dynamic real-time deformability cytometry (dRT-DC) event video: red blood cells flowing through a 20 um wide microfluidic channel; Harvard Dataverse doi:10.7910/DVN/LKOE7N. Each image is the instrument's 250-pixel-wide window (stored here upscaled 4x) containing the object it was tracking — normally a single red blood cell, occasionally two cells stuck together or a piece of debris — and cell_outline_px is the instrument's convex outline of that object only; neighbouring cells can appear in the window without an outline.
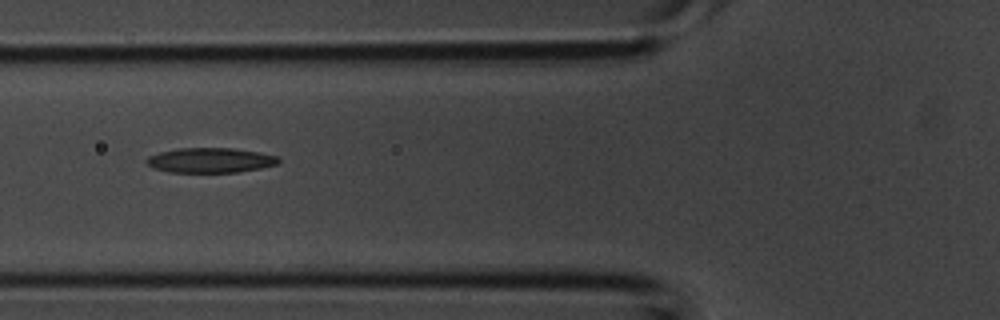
{"species": "common noctule bat (a hibernating species)", "species_latin": "Nyctalus noctula", "temperature_condition": "room temperature", "stored_images_in_passage": 3, "camera_frame_rate_fps": 3000, "um_per_image_px": 0.085, "animal": {"sex": "male", "body_mass_g": 20.1, "forearm_length_mm": 53.5}, "frame": {"image": 1, "passage_image": 2, "time_ms": 0.333, "image_size_px": [1000, 320], "cell_outline_px": [[280, 164], [240, 172], [168, 172], [152, 168], [144, 160], [148, 156], [160, 152], [176, 148], [232, 148], [260, 152], [280, 156]], "centroid_in_image_um": [17.9, 13.62], "position_along_channel_um": 107.9, "area_um2": 19.42}}
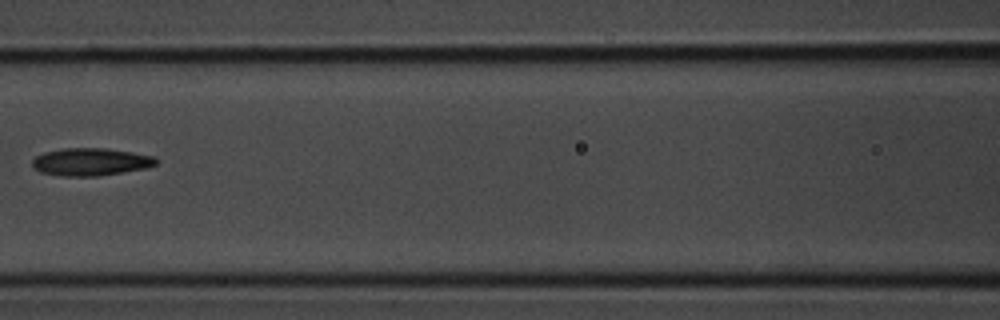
{"frame": {"image": 2, "passage_image": 3, "time_ms": 0.667, "image_size_px": [1000, 320], "cell_outline_px": [[156, 164], [148, 168], [96, 176], [60, 176], [40, 172], [32, 168], [32, 160], [36, 156], [44, 152], [64, 148], [104, 148], [132, 152], [156, 156]], "centroid_in_image_um": [7.69, 13.76], "position_along_channel_um": 158.9, "area_um2": 20.0}}